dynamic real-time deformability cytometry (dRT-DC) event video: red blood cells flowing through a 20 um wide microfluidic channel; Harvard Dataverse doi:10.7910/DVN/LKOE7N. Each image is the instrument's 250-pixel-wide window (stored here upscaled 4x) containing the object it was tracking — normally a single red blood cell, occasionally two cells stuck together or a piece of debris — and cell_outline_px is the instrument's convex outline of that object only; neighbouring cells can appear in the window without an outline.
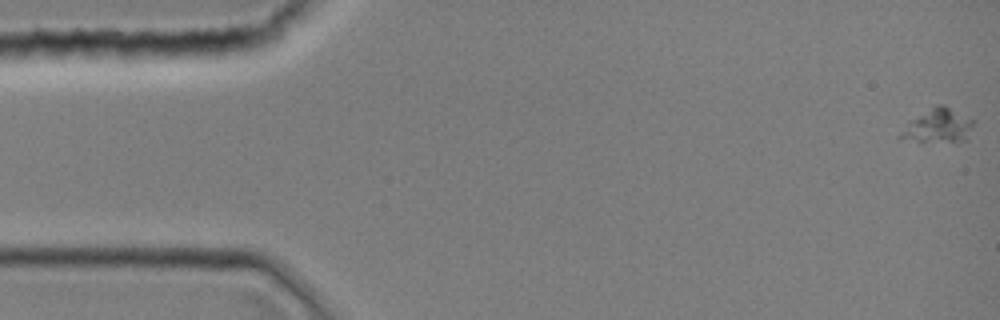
{"species": "common noctule bat (a hibernating species)", "species_latin": "Nyctalus noctula", "temperature_condition": "room temperature", "stored_images_in_passage": 45, "camera_frame_rate_fps": 3000, "um_per_image_px": 0.085, "animal": {"sex": "female", "body_mass_g": 19.0, "forearm_length_mm": 51.5}, "frame": {"image": 1, "passage_image": 1, "time_ms": 0.0, "image_size_px": [1000, 320], "cell_outline_px": [[976, 120], [968, 140], [900, 140], [896, 136], [908, 120], [936, 104], [944, 104]], "centroid_in_image_um": [79.73, 10.65], "position_along_channel_um": 5.3, "area_um2": 14.62}}
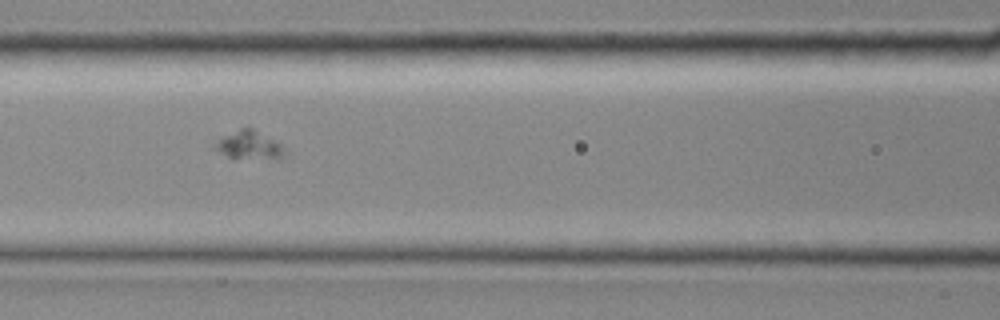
{"frame": {"image": 2, "passage_image": 20, "time_ms": 6.333, "image_size_px": [1000, 320], "cell_outline_px": [[284, 156], [276, 160], [232, 160], [208, 148], [224, 136], [240, 128], [252, 128], [280, 144], [284, 148]], "centroid_in_image_um": [21.1, 12.43], "position_along_channel_um": 145.5, "area_um2": 12.2}}
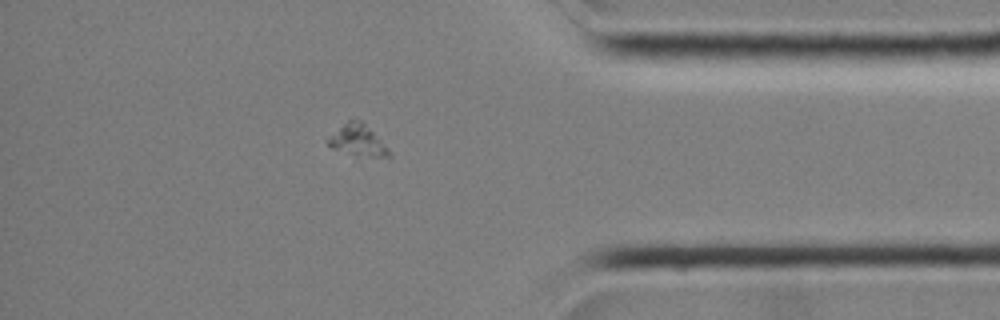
{"frame": {"image": 3, "passage_image": 39, "time_ms": 12.667, "image_size_px": [1000, 320], "cell_outline_px": [[392, 156], [372, 156], [348, 152], [332, 148], [324, 140], [348, 120], [360, 120], [388, 148]], "centroid_in_image_um": [30.36, 11.91], "position_along_channel_um": 404.8, "area_um2": 10.46}}